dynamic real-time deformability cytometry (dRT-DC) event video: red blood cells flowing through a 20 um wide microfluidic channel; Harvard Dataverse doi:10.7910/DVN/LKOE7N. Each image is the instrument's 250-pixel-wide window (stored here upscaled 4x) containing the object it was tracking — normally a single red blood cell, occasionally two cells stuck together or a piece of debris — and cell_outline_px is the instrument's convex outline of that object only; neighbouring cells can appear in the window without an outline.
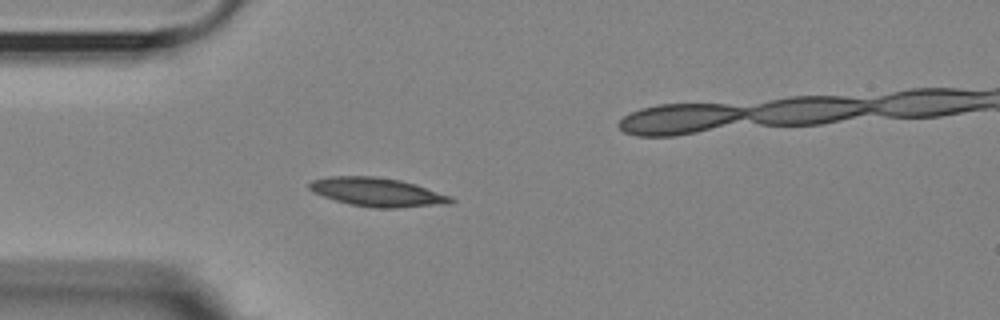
{"species": "Egyptian fruit bat (a non-hibernating species)", "species_latin": "Rousettus aegyptiacus", "temperature_condition": "room temperature", "stored_images_in_passage": 42, "camera_frame_rate_fps": 3000, "um_per_image_px": 0.085, "animal": {"sex": "female"}, "frame": {"image": 1, "passage_image": 1, "time_ms": 0.0, "image_size_px": [1000, 320], "cell_outline_px": [[456, 200], [452, 204], [396, 208], [376, 208], [348, 204], [324, 196], [308, 188], [308, 184], [312, 180], [328, 176], [376, 176], [400, 180], [416, 184], [452, 196]], "centroid_in_image_um": [32.14, 16.33], "position_along_channel_um": 52.9, "area_um2": 23.87}}
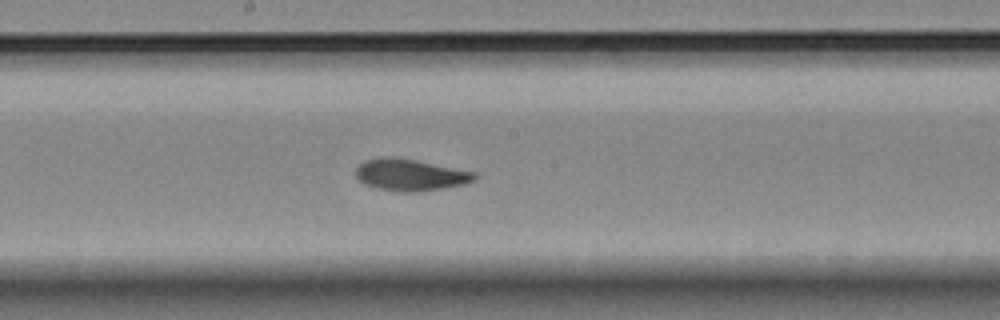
{"frame": {"image": 2, "passage_image": 15, "time_ms": 4.667, "image_size_px": [1000, 320], "cell_outline_px": [[476, 180], [464, 184], [444, 188], [416, 192], [400, 192], [376, 188], [364, 184], [356, 176], [356, 168], [364, 160], [384, 156], [392, 156], [416, 160], [476, 172]], "centroid_in_image_um": [34.87, 14.86], "position_along_channel_um": 213.3, "area_um2": 22.08}}
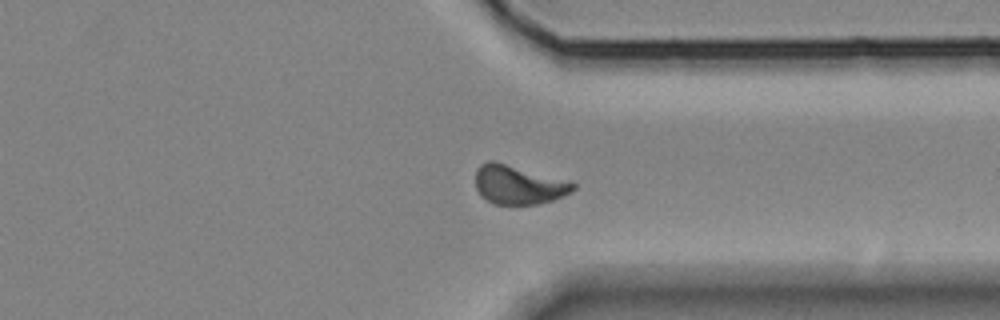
{"frame": {"image": 3, "passage_image": 28, "time_ms": 9.0, "image_size_px": [1000, 320], "cell_outline_px": [[576, 188], [572, 192], [564, 196], [552, 200], [536, 204], [492, 204], [480, 196], [476, 188], [476, 168], [480, 164], [488, 160], [492, 160], [576, 184]], "centroid_in_image_um": [44.0, 15.72], "position_along_channel_um": 367.4, "area_um2": 21.79}}